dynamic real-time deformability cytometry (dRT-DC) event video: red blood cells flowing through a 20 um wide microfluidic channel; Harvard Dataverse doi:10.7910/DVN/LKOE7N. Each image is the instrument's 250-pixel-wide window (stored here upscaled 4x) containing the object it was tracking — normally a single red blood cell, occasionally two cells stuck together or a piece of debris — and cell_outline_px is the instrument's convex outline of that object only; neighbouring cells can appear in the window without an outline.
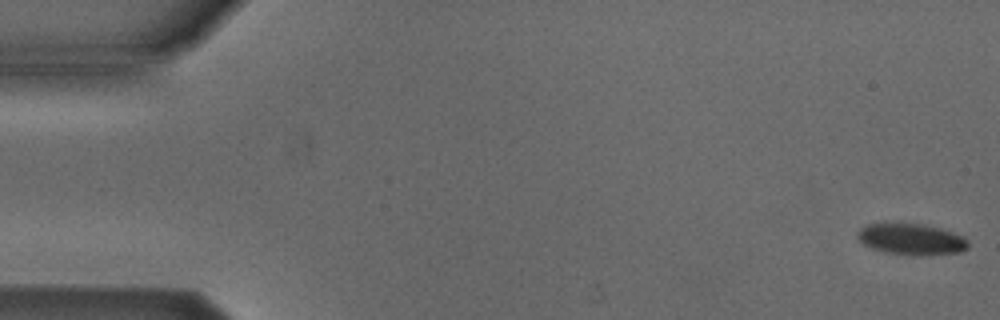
{"species": "Egyptian fruit bat (a non-hibernating species)", "species_latin": "Rousettus aegyptiacus", "temperature_condition": "cold", "stored_images_in_passage": 54, "camera_frame_rate_fps": 3000, "um_per_image_px": 0.085, "animal": {"sex": "male"}, "frame": {"image": 1, "passage_image": 1, "time_ms": 0.0, "image_size_px": [1000, 320], "cell_outline_px": [[968, 248], [960, 252], [920, 256], [912, 256], [884, 252], [872, 248], [864, 244], [856, 236], [856, 232], [860, 228], [868, 224], [924, 224], [952, 232], [964, 236], [968, 240]], "centroid_in_image_um": [77.48, 20.35], "position_along_channel_um": 7.5, "area_um2": 20.17}}
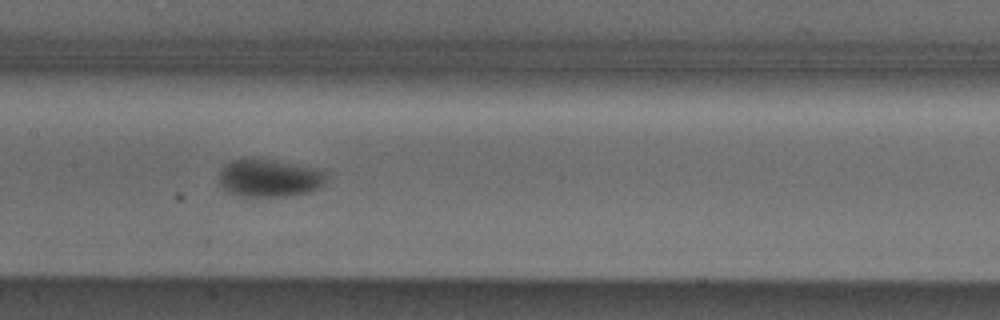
{"frame": {"image": 2, "passage_image": 26, "time_ms": 8.333, "image_size_px": [1000, 320], "cell_outline_px": [[324, 184], [320, 188], [312, 192], [288, 196], [240, 196], [228, 192], [220, 184], [220, 168], [224, 164], [232, 160], [268, 160], [320, 168], [324, 172]], "centroid_in_image_um": [22.91, 15.16], "position_along_channel_um": 184.5, "area_um2": 23.35}}
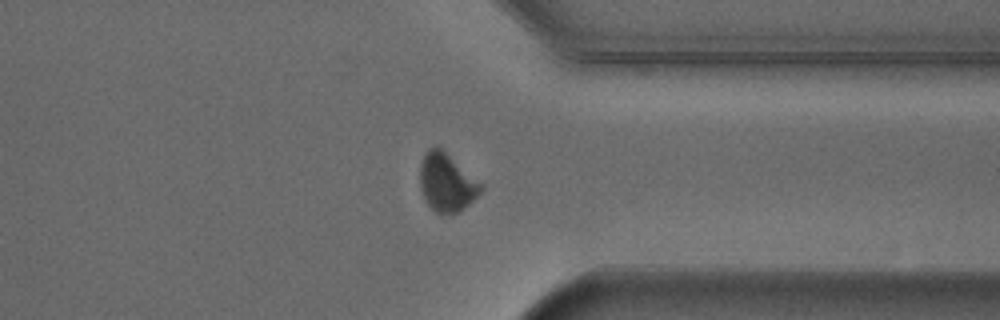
{"frame": {"image": 3, "passage_image": 41, "time_ms": 13.333, "image_size_px": [1000, 320], "cell_outline_px": [[484, 188], [460, 212], [436, 212], [428, 204], [424, 196], [420, 184], [420, 164], [428, 148], [440, 148], [484, 184]], "centroid_in_image_um": [37.99, 15.5], "position_along_channel_um": 373.4, "area_um2": 20.11}, "authors_computed_cell_mechanics": {"area_um2": 21.4727, "velocity_mm_per_s": 3.8567, "shape_relaxation_time_tau1_ms": 2.2459, "shape_relaxation_time_tau2_ms": null, "deformation_change_tau1": 0.0851, "deformation_change_tau2": null}}